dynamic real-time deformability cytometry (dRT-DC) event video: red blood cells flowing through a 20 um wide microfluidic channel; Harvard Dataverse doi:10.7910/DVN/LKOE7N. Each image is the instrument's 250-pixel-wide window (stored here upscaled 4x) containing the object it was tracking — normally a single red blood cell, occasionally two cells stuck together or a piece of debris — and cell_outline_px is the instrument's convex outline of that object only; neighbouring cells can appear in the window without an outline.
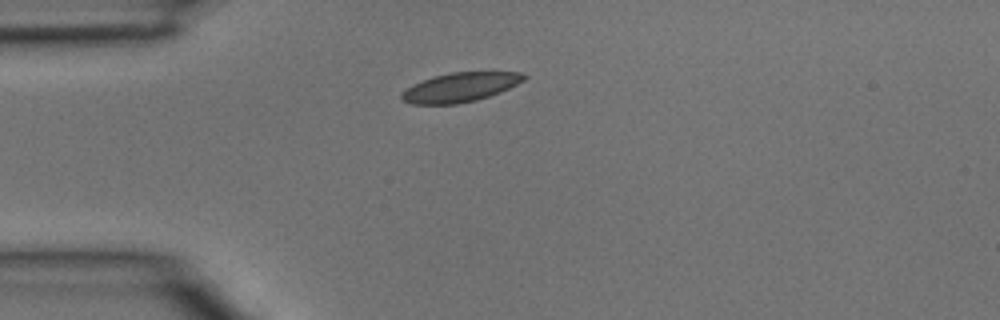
{"species": "common noctule bat (a hibernating species)", "species_latin": "Nyctalus noctula", "temperature_condition": "room temperature", "stored_images_in_passage": 1, "camera_frame_rate_fps": 3000, "um_per_image_px": 0.085, "animal": {"sex": "male", "body_mass_g": 15.6}, "frame": {"image": 1, "passage_image": 1, "time_ms": 0.0, "image_size_px": [1000, 320], "cell_outline_px": [[528, 76], [524, 80], [500, 92], [476, 100], [456, 104], [412, 104], [404, 100], [400, 96], [400, 92], [412, 84], [432, 76], [452, 72], [520, 72]], "centroid_in_image_um": [39.08, 7.41], "position_along_channel_um": 45.9, "area_um2": 20.81}}